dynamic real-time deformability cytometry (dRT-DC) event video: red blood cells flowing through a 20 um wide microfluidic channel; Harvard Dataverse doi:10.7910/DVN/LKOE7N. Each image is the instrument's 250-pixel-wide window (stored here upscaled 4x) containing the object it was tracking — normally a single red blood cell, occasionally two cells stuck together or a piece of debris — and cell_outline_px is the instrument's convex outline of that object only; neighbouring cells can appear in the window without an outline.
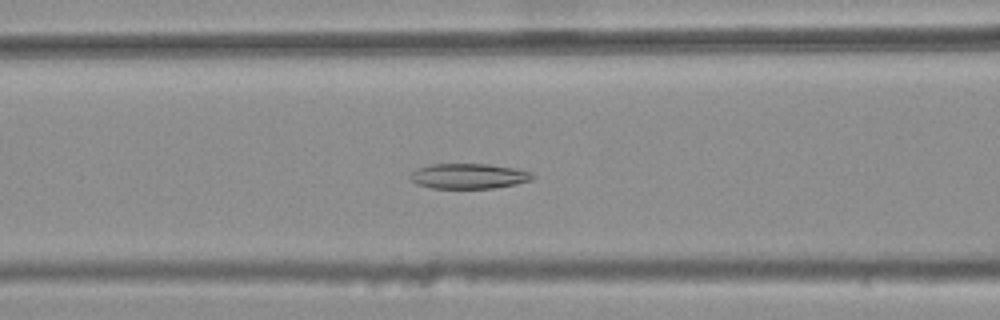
{"species": "common noctule bat (a hibernating species)", "species_latin": "Nyctalus noctula", "temperature_condition": "warm", "stored_images_in_passage": 45, "camera_frame_rate_fps": 3000, "um_per_image_px": 0.085, "animal": {"sex": "female", "body_mass_g": 25.1}, "frame": {"image": 1, "passage_image": 21, "time_ms": 6.667, "image_size_px": [1000, 320], "cell_outline_px": [[536, 176], [532, 180], [516, 184], [492, 188], [432, 188], [416, 184], [408, 176], [412, 172], [428, 164], [488, 164], [516, 168], [532, 172]], "centroid_in_image_um": [39.87, 14.96], "position_along_channel_um": 126.7, "area_um2": 18.03}}
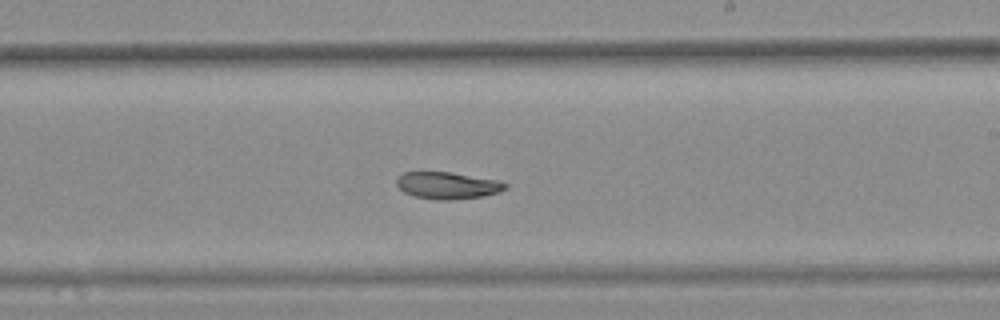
{"frame": {"image": 2, "passage_image": 31, "time_ms": 10.0, "image_size_px": [1000, 320], "cell_outline_px": [[508, 188], [500, 192], [484, 196], [452, 200], [436, 200], [416, 196], [404, 192], [396, 184], [396, 180], [404, 172], [452, 172], [500, 180], [508, 184]], "centroid_in_image_um": [38.11, 15.76], "position_along_channel_um": 250.9, "area_um2": 17.22}}
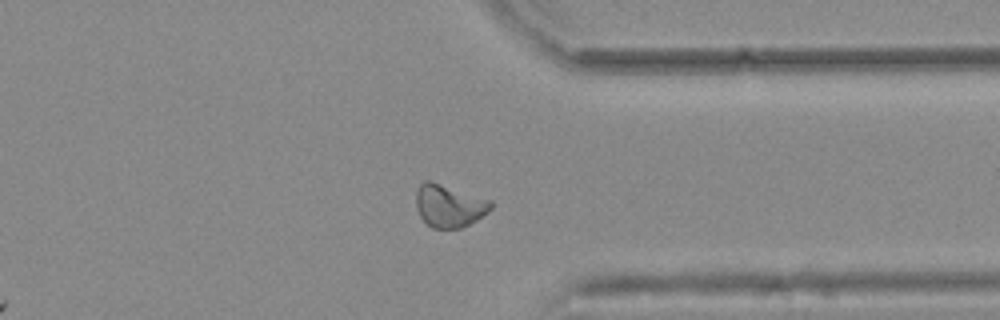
{"frame": {"image": 3, "passage_image": 41, "time_ms": 13.333, "image_size_px": [1000, 320], "cell_outline_px": [[492, 208], [488, 212], [476, 220], [460, 228], [432, 228], [420, 216], [416, 208], [416, 188], [424, 180], [432, 180], [492, 200]], "centroid_in_image_um": [38.17, 17.46], "position_along_channel_um": 373.2, "area_um2": 18.79}}